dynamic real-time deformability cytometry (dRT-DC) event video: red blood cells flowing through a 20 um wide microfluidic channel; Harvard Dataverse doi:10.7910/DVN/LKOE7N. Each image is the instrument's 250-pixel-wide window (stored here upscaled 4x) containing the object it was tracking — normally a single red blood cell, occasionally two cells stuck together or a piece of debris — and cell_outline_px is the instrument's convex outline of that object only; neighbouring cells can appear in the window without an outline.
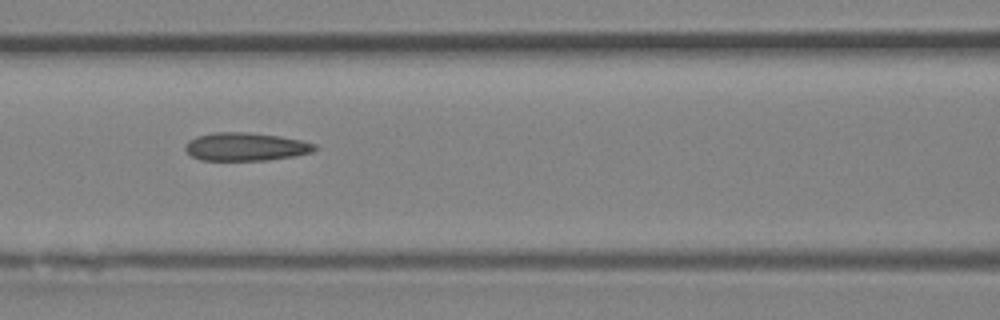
{"species": "Egyptian fruit bat (a non-hibernating species)", "species_latin": "Rousettus aegyptiacus", "temperature_condition": "room temperature", "stored_images_in_passage": 7, "camera_frame_rate_fps": 3000, "um_per_image_px": 0.085, "animal": {"sex": "female"}, "frame": {"image": 1, "passage_image": 6, "time_ms": 1.667, "image_size_px": [1000, 320], "cell_outline_px": [[316, 148], [312, 152], [292, 156], [268, 160], [200, 160], [192, 156], [184, 148], [184, 144], [188, 140], [196, 136], [212, 132], [244, 132], [280, 136], [300, 140], [316, 144]], "centroid_in_image_um": [20.83, 12.46], "position_along_channel_um": 145.8, "area_um2": 21.21}}
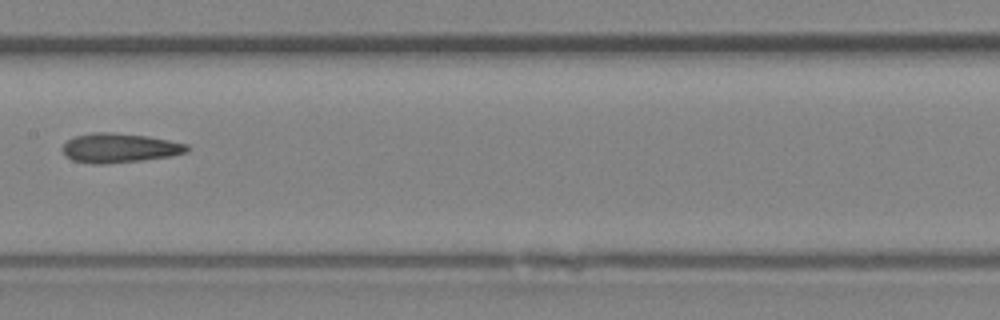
{"frame": {"image": 2, "passage_image": 7, "time_ms": 2.0, "image_size_px": [1000, 320], "cell_outline_px": [[192, 148], [184, 152], [168, 156], [140, 160], [104, 164], [92, 164], [72, 160], [64, 156], [64, 144], [72, 136], [92, 132], [112, 132], [148, 136], [188, 144]], "centroid_in_image_um": [10.12, 12.56], "position_along_channel_um": 197.3, "area_um2": 21.27}}